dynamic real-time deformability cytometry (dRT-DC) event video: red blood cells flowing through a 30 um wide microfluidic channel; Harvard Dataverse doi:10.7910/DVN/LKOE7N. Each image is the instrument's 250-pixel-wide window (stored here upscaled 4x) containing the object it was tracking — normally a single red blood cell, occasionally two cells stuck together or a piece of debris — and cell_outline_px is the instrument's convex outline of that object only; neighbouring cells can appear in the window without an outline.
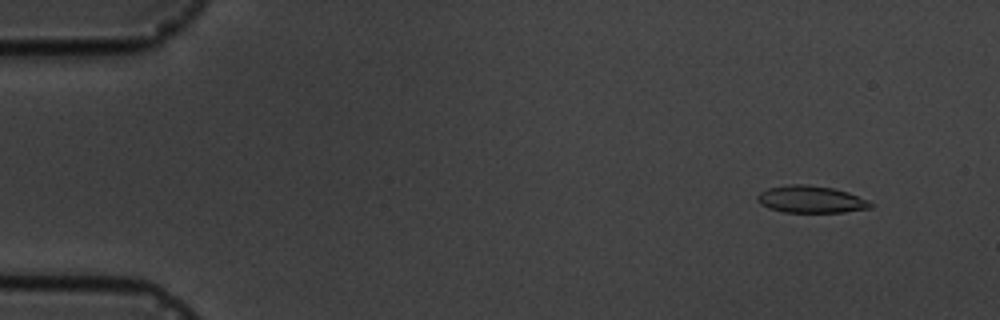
{"species": "common noctule bat (a hibernating species)", "species_latin": "Nyctalus noctula", "temperature_condition": "cold", "stored_images_in_passage": 8, "camera_frame_rate_fps": 3000, "um_per_image_px": 0.085, "animal": {"sex": "male", "body_mass_g": 19.5, "forearm_length_mm": 54.6}, "frame": {"image": 1, "passage_image": 2, "time_ms": 1.0, "image_size_px": [1000, 320], "cell_outline_px": [[872, 208], [844, 212], [784, 212], [768, 208], [760, 204], [756, 200], [756, 196], [760, 192], [768, 188], [788, 184], [808, 184], [832, 188], [848, 192], [868, 200], [872, 204]], "centroid_in_image_um": [68.9, 16.94], "position_along_channel_um": 16.1, "area_um2": 17.98}}
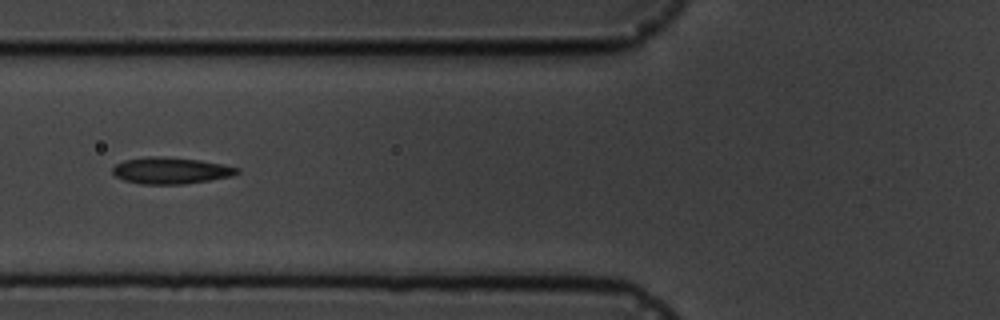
{"frame": {"image": 2, "passage_image": 7, "time_ms": 6.667, "image_size_px": [1000, 320], "cell_outline_px": [[240, 172], [232, 176], [184, 184], [140, 184], [124, 180], [116, 176], [112, 172], [112, 168], [116, 164], [124, 160], [148, 156], [160, 156], [200, 160], [224, 164], [240, 168]], "centroid_in_image_um": [14.52, 14.49], "position_along_channel_um": 111.3, "area_um2": 19.31}}
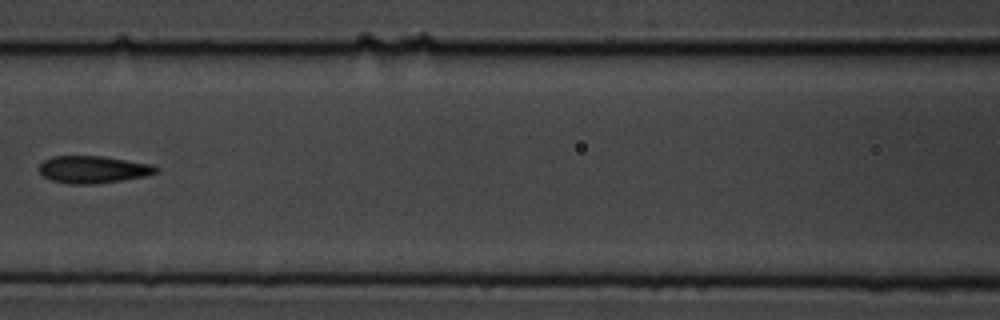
{"frame": {"image": 3, "passage_image": 8, "time_ms": 8.0, "image_size_px": [1000, 320], "cell_outline_px": [[160, 168], [156, 172], [144, 176], [96, 184], [68, 184], [52, 180], [44, 176], [40, 172], [40, 164], [44, 160], [52, 156], [104, 156], [152, 164]], "centroid_in_image_um": [7.91, 14.4], "position_along_channel_um": 158.7, "area_um2": 18.5}}